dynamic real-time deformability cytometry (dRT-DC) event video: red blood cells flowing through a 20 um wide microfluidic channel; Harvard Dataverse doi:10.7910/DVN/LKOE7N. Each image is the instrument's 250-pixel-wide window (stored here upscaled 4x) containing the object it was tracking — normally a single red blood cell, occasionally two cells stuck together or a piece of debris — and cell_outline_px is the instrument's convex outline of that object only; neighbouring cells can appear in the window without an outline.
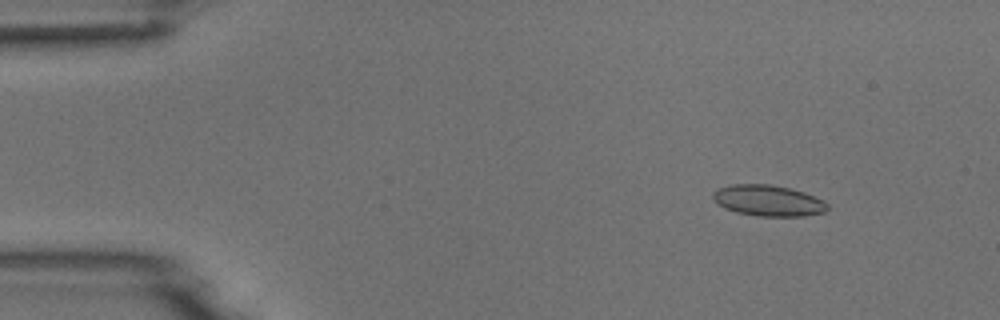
{"species": "common noctule bat (a hibernating species)", "species_latin": "Nyctalus noctula", "temperature_condition": "room temperature", "stored_images_in_passage": 9, "camera_frame_rate_fps": 3000, "um_per_image_px": 0.085, "animal": {"sex": "male", "body_mass_g": 18.8}, "frame": {"image": 1, "passage_image": 1, "time_ms": 0.0, "image_size_px": [1000, 320], "cell_outline_px": [[828, 208], [824, 212], [804, 216], [760, 216], [736, 212], [724, 208], [712, 196], [712, 192], [720, 188], [732, 184], [768, 184], [792, 188], [804, 192], [824, 200], [828, 204]], "centroid_in_image_um": [65.33, 17.04], "position_along_channel_um": 19.7, "area_um2": 20.63}}
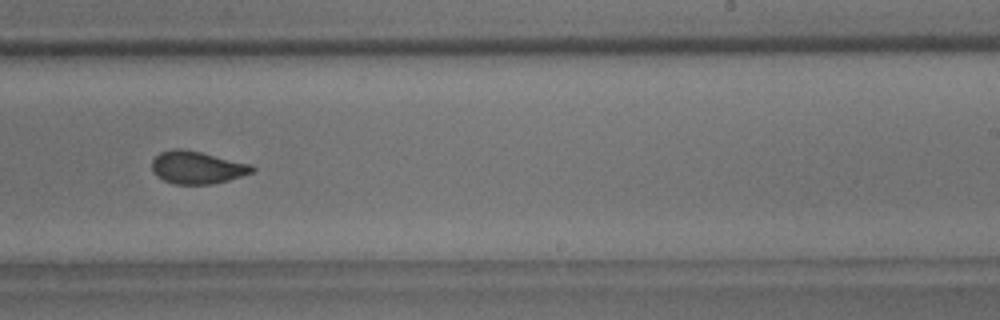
{"frame": {"image": 2, "passage_image": 9, "time_ms": 9.0, "image_size_px": [1000, 320], "cell_outline_px": [[256, 168], [252, 172], [228, 180], [212, 184], [176, 184], [164, 180], [156, 176], [152, 172], [152, 160], [160, 152], [172, 148], [180, 148], [200, 152], [252, 164]], "centroid_in_image_um": [16.73, 14.23], "position_along_channel_um": 272.3, "area_um2": 19.02}}